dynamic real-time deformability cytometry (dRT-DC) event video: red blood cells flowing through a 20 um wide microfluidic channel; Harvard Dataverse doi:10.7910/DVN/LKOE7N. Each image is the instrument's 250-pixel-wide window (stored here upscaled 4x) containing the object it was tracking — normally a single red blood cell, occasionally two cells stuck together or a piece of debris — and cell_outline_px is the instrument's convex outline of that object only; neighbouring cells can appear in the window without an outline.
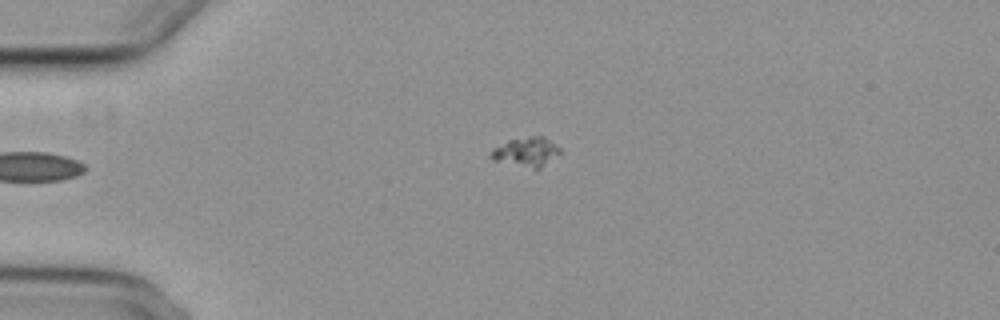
{"species": "common noctule bat (a hibernating species)", "species_latin": "Nyctalus noctula", "temperature_condition": "cold", "stored_images_in_passage": 6, "camera_frame_rate_fps": 3000, "um_per_image_px": 0.085, "animal": {"sex": "female", "body_mass_g": 29.2, "forearm_length_mm": 56.3}, "frame": {"image": 1, "passage_image": 5, "time_ms": 5.667, "image_size_px": [1000, 320], "cell_outline_px": [[560, 152], [540, 168], [536, 168], [492, 160], [488, 156], [488, 152], [492, 148], [508, 140], [528, 136], [544, 136], [560, 148]], "centroid_in_image_um": [44.66, 12.88], "position_along_channel_um": 40.3, "area_um2": 11.62}}